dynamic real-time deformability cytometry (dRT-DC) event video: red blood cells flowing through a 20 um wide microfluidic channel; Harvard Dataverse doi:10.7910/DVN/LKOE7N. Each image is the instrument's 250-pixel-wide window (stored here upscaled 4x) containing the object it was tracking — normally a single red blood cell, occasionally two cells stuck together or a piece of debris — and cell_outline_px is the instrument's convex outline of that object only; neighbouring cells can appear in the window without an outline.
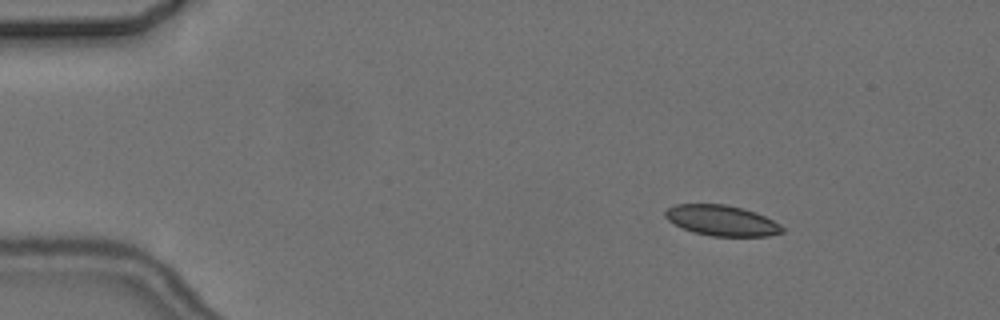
{"species": "common noctule bat (a hibernating species)", "species_latin": "Nyctalus noctula", "temperature_condition": "cold", "stored_images_in_passage": 3, "camera_frame_rate_fps": 3000, "um_per_image_px": 0.085, "animal": {"sex": "female", "body_mass_g": 24.6, "forearm_length_mm": 56.2}, "frame": {"image": 1, "passage_image": 1, "time_ms": 0.0, "image_size_px": [1000, 320], "cell_outline_px": [[784, 232], [768, 236], [712, 236], [692, 232], [668, 220], [664, 216], [664, 212], [668, 208], [676, 204], [724, 204], [744, 208], [756, 212], [780, 224], [784, 228]], "centroid_in_image_um": [61.36, 18.74], "position_along_channel_um": 23.6, "area_um2": 20.81}}